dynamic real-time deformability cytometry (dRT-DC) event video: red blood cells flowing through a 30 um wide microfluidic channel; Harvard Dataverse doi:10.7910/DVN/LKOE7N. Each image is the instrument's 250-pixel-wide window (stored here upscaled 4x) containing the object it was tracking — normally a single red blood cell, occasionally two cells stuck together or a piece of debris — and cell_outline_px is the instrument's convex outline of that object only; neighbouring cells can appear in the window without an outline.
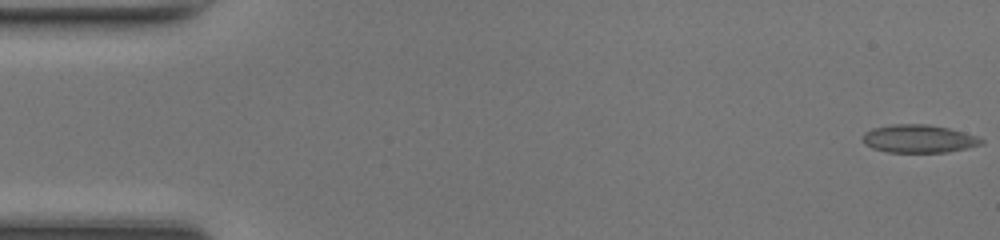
{"species": "common noctule bat (a hibernating species)", "species_latin": "Nyctalus noctula", "temperature_condition": "room temperature", "stored_images_in_passage": 48, "camera_frame_rate_fps": 3000, "um_per_image_px": 0.085, "animal": {"sex": "female", "body_mass_g": 17.0, "forearm_length_mm": 48.0}, "frame": {"image": 1, "passage_image": 1, "time_ms": 0.0, "image_size_px": [1000, 240], "cell_outline_px": [[984, 144], [968, 148], [948, 152], [888, 152], [872, 148], [864, 144], [860, 140], [864, 132], [872, 128], [892, 124], [928, 124], [948, 128], [964, 132], [976, 136], [984, 140]], "centroid_in_image_um": [78.07, 11.79], "position_along_channel_um": 6.9, "area_um2": 19.59}}
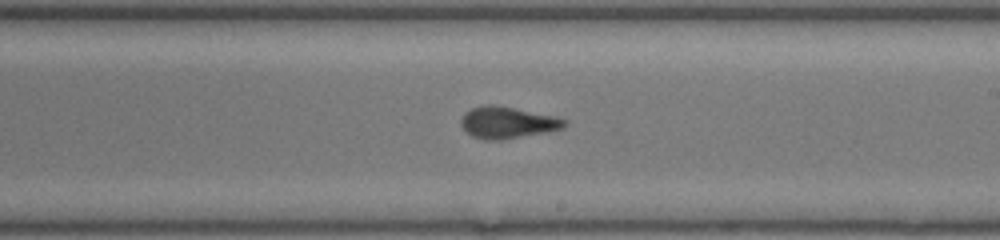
{"frame": {"image": 2, "passage_image": 28, "time_ms": 9.0, "image_size_px": [1000, 240], "cell_outline_px": [[568, 124], [564, 128], [544, 132], [500, 140], [484, 140], [472, 136], [460, 124], [460, 120], [464, 112], [472, 108], [488, 104], [512, 108], [556, 116], [568, 120]], "centroid_in_image_um": [43.14, 10.42], "position_along_channel_um": 245.9, "area_um2": 18.9}}
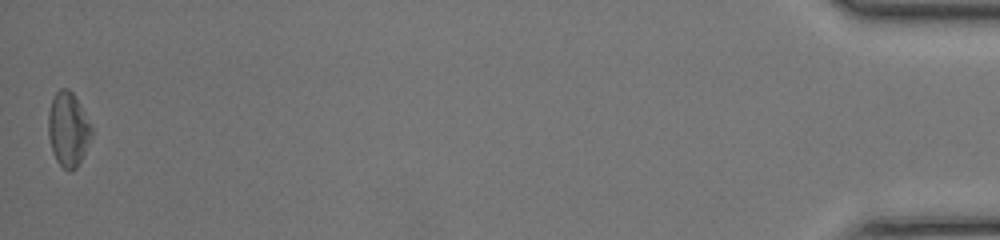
{"frame": {"image": 3, "passage_image": 48, "time_ms": 15.667, "image_size_px": [1000, 240], "cell_outline_px": [[92, 136], [76, 168], [68, 172], [56, 160], [52, 152], [48, 136], [48, 112], [52, 100], [56, 92], [60, 88], [68, 88], [76, 96], [92, 124]], "centroid_in_image_um": [5.8, 10.96], "position_along_channel_um": 429.4, "area_um2": 18.9}, "authors_computed_cell_mechanics": {"area_um2": 18.9006, "velocity_mm_per_s": 4.3185, "shape_relaxation_time_tau1_ms": null, "shape_relaxation_time_tau2_ms": 1.2498, "deformation_change_tau1": null, "deformation_change_tau2": 0.073}}